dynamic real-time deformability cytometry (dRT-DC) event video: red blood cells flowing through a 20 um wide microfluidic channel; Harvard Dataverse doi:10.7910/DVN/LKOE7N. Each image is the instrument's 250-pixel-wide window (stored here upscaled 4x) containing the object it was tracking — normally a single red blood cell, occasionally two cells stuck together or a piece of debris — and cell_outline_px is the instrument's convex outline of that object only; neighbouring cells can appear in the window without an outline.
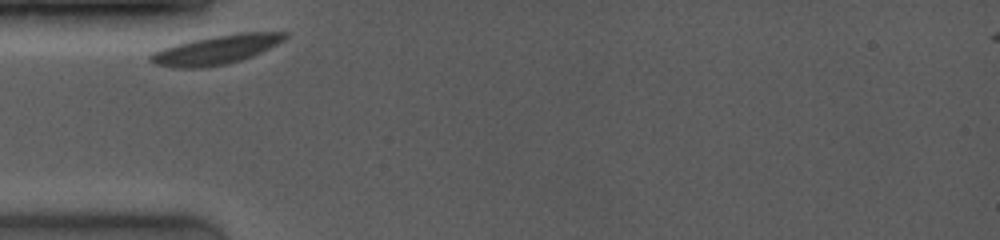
{"species": "common noctule bat (a hibernating species)", "species_latin": "Nyctalus noctula", "temperature_condition": "room temperature", "stored_images_in_passage": 23, "camera_frame_rate_fps": 4000, "um_per_image_px": 0.085, "animal": {"sex": "female", "body_mass_g": 19.0, "forearm_length_mm": 53.3}, "frame": {"image": 1, "passage_image": 1, "time_ms": 0.0, "image_size_px": [1000, 240], "cell_outline_px": [[288, 36], [284, 40], [252, 56], [228, 64], [200, 68], [172, 68], [156, 64], [148, 60], [148, 56], [152, 52], [176, 44], [192, 40], [212, 36], [240, 32], [288, 32]], "centroid_in_image_um": [18.35, 4.23], "position_along_channel_um": 66.7, "area_um2": 22.72}}
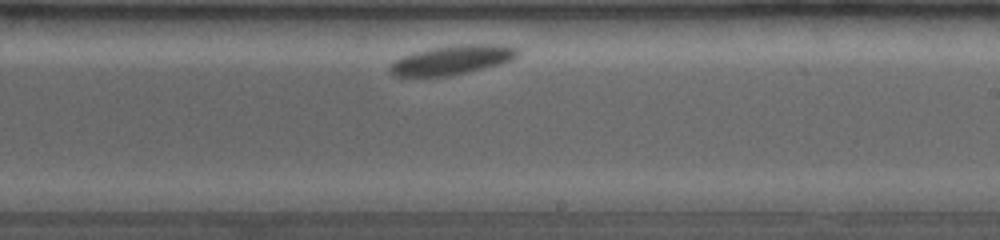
{"frame": {"image": 2, "passage_image": 14, "time_ms": 5.25, "image_size_px": [1000, 240], "cell_outline_px": [[520, 52], [512, 60], [500, 64], [468, 72], [448, 76], [392, 76], [388, 68], [392, 60], [416, 52], [432, 48], [456, 44], [508, 44], [520, 48]], "centroid_in_image_um": [38.47, 5.08], "position_along_channel_um": 250.5, "area_um2": 22.02}}
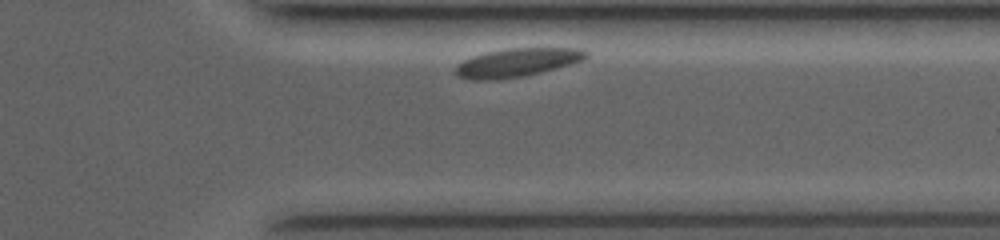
{"frame": {"image": 3, "passage_image": 22, "time_ms": 8.5, "image_size_px": [1000, 240], "cell_outline_px": [[588, 56], [584, 60], [572, 64], [524, 76], [496, 80], [468, 80], [456, 76], [452, 72], [456, 64], [472, 56], [488, 52], [508, 48], [584, 48], [588, 52]], "centroid_in_image_um": [43.92, 5.32], "position_along_channel_um": 367.5, "area_um2": 22.02}}